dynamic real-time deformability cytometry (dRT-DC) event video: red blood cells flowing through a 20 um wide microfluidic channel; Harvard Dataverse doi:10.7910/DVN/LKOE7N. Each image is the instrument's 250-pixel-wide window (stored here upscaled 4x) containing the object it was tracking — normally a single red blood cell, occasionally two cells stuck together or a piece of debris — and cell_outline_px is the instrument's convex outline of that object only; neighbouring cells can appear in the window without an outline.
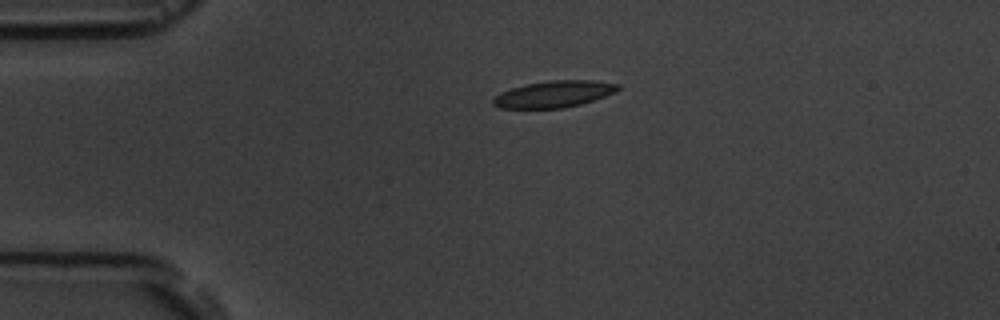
{"species": "common noctule bat (a hibernating species)", "species_latin": "Nyctalus noctula", "temperature_condition": "room temperature", "stored_images_in_passage": 2, "camera_frame_rate_fps": 3000, "um_per_image_px": 0.085, "animal": {"sex": "male", "body_mass_g": 19.5, "forearm_length_mm": 54.6}, "frame": {"image": 1, "passage_image": 1, "time_ms": 0.0, "image_size_px": [1000, 320], "cell_outline_px": [[620, 88], [616, 92], [580, 104], [560, 108], [500, 108], [492, 104], [492, 100], [500, 92], [512, 88], [528, 84], [552, 80], [596, 80], [620, 84]], "centroid_in_image_um": [47.1, 7.99], "position_along_channel_um": 37.9, "area_um2": 19.19}}